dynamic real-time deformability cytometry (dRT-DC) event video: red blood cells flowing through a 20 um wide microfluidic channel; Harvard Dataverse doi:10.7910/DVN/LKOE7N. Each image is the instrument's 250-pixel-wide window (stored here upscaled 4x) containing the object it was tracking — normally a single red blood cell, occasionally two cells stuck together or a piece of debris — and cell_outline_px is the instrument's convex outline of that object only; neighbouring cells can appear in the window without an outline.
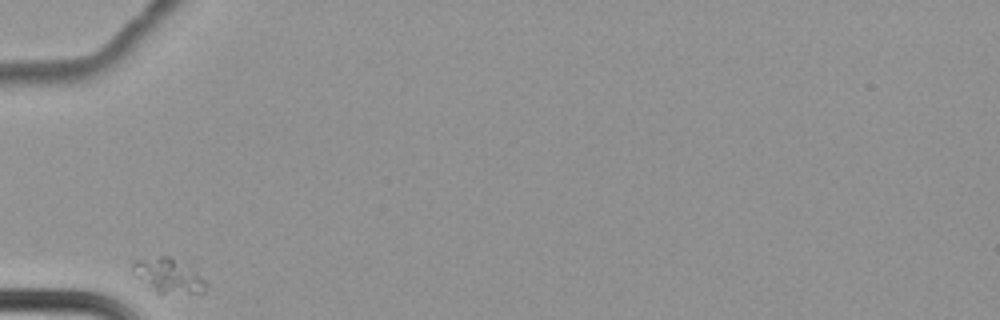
{"species": "common noctule bat (a hibernating species)", "species_latin": "Nyctalus noctula", "temperature_condition": "cold", "stored_images_in_passage": 32, "camera_frame_rate_fps": 3000, "um_per_image_px": 0.085, "animal": {"sex": "female", "body_mass_g": 22.7, "forearm_length_mm": 54.2}, "frame": {"image": 1, "passage_image": 1, "time_ms": 0.0, "image_size_px": [1000, 320], "cell_outline_px": [[204, 292], [160, 296], [132, 268], [132, 264], [136, 260], [160, 256], [168, 256], [196, 272], [204, 280]], "centroid_in_image_um": [14.33, 23.47], "position_along_channel_um": 70.7, "area_um2": 14.05}}